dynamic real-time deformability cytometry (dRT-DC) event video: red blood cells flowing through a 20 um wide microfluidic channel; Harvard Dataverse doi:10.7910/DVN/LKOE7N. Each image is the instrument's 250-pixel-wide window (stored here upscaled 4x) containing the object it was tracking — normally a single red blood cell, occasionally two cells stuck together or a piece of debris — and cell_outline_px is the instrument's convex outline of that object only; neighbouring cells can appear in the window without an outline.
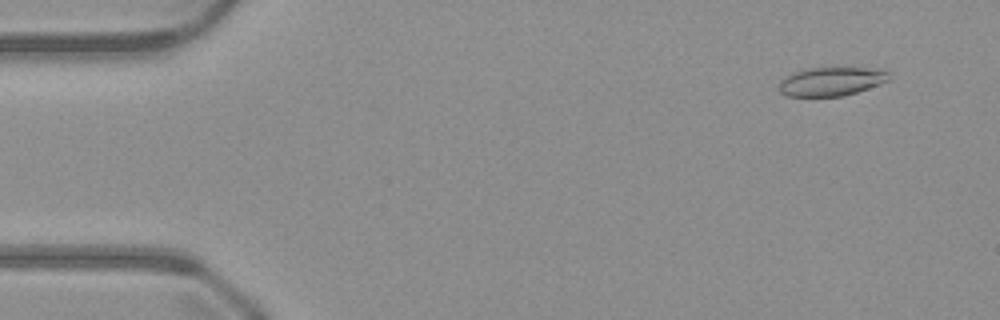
{"species": "common noctule bat (a hibernating species)", "species_latin": "Nyctalus noctula", "temperature_condition": "warm", "stored_images_in_passage": 48, "camera_frame_rate_fps": 3000, "um_per_image_px": 0.085, "animal": {"sex": "male", "body_mass_g": 23.1, "forearm_length_mm": 52.7}, "frame": {"image": 1, "passage_image": 4, "time_ms": 1.0, "image_size_px": [1000, 320], "cell_outline_px": [[888, 80], [880, 84], [844, 96], [788, 96], [780, 92], [780, 80], [792, 72], [812, 68], [864, 68], [888, 72]], "centroid_in_image_um": [70.61, 6.93], "position_along_channel_um": 14.4, "area_um2": 18.03}}
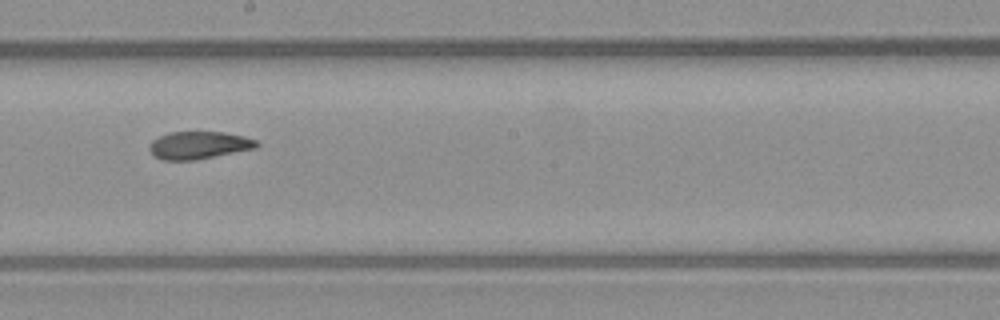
{"frame": {"image": 2, "passage_image": 28, "time_ms": 9.0, "image_size_px": [1000, 320], "cell_outline_px": [[260, 144], [256, 148], [196, 160], [164, 160], [152, 156], [148, 148], [152, 140], [168, 132], [224, 132], [244, 136], [256, 140]], "centroid_in_image_um": [16.88, 12.34], "position_along_channel_um": 231.3, "area_um2": 17.34}}
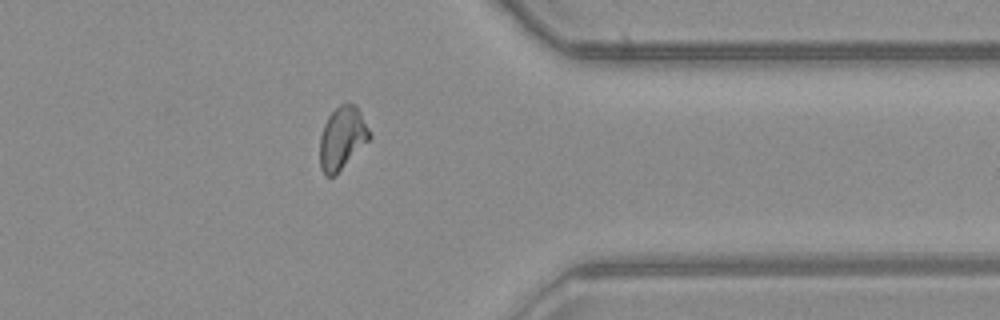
{"frame": {"image": 3, "passage_image": 40, "time_ms": 13.0, "image_size_px": [1000, 320], "cell_outline_px": [[372, 136], [332, 176], [324, 176], [320, 168], [320, 136], [324, 124], [328, 116], [340, 104], [356, 104]], "centroid_in_image_um": [29.05, 11.7], "position_along_channel_um": 382.3, "area_um2": 17.57}}